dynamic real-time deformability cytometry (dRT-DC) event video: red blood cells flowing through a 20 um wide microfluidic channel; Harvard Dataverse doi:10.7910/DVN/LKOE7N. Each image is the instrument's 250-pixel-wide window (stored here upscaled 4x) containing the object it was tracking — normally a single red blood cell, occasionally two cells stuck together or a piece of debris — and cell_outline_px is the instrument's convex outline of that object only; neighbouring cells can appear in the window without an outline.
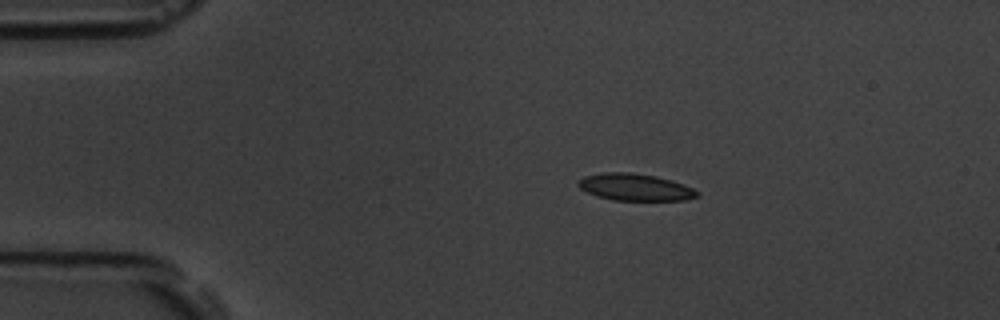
{"species": "common noctule bat (a hibernating species)", "species_latin": "Nyctalus noctula", "temperature_condition": "room temperature", "stored_images_in_passage": 7, "camera_frame_rate_fps": 3000, "um_per_image_px": 0.085, "animal": {"sex": "male", "body_mass_g": 19.5, "forearm_length_mm": 54.6}, "frame": {"image": 1, "passage_image": 2, "time_ms": 2.0, "image_size_px": [1000, 320], "cell_outline_px": [[700, 196], [684, 200], [612, 200], [596, 196], [580, 188], [576, 184], [584, 176], [604, 172], [632, 172], [656, 176], [672, 180], [684, 184], [700, 192]], "centroid_in_image_um": [54.0, 15.91], "position_along_channel_um": 31.0, "area_um2": 18.79}}
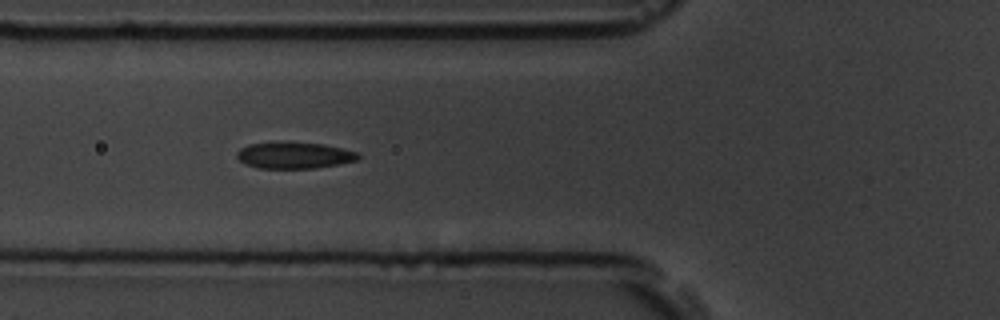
{"frame": {"image": 2, "passage_image": 5, "time_ms": 5.333, "image_size_px": [1000, 320], "cell_outline_px": [[360, 156], [356, 160], [316, 168], [256, 168], [244, 164], [236, 156], [236, 152], [240, 148], [248, 144], [324, 144], [356, 152]], "centroid_in_image_um": [24.96, 13.24], "position_along_channel_um": 100.8, "area_um2": 17.92}}
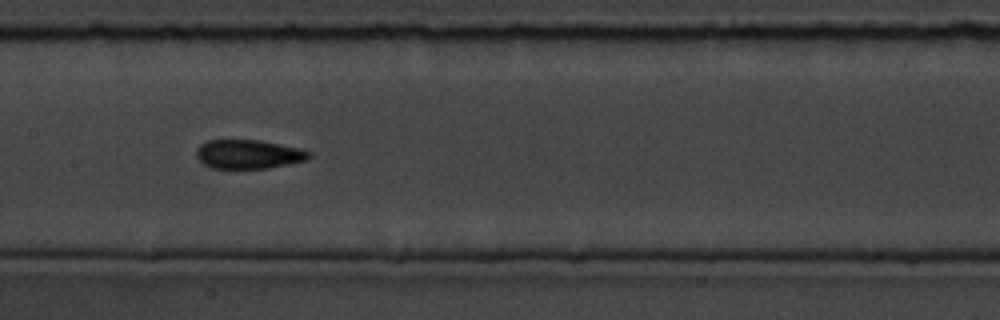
{"frame": {"image": 3, "passage_image": 7, "time_ms": 7.667, "image_size_px": [1000, 320], "cell_outline_px": [[312, 156], [308, 160], [268, 168], [212, 168], [204, 164], [196, 156], [196, 148], [200, 144], [208, 140], [260, 140], [300, 148], [308, 152]], "centroid_in_image_um": [21.11, 13.1], "position_along_channel_um": 186.3, "area_um2": 19.02}}